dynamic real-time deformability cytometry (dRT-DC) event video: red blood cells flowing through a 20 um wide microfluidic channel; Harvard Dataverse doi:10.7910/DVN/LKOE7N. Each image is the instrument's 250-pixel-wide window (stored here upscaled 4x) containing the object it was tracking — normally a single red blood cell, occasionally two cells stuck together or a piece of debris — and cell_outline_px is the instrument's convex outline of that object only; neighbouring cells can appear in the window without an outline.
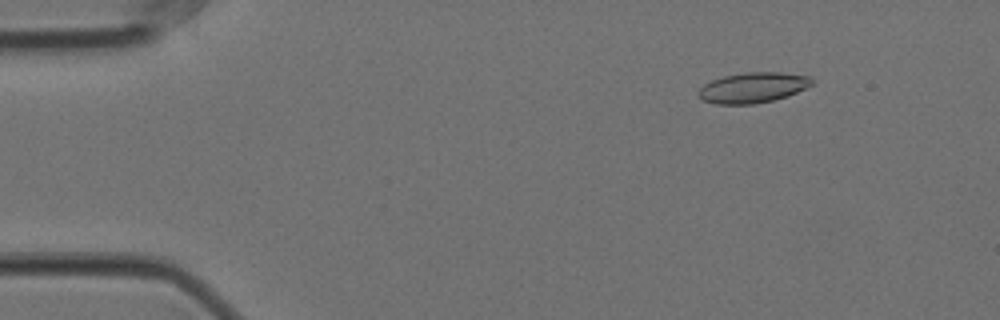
{"species": "Egyptian fruit bat (a non-hibernating species)", "species_latin": "Rousettus aegyptiacus", "temperature_condition": "cold", "stored_images_in_passage": 57, "camera_frame_rate_fps": 3000, "um_per_image_px": 0.085, "animal": {"sex": "female"}, "frame": {"image": 1, "passage_image": 7, "time_ms": 2.0, "image_size_px": [1000, 320], "cell_outline_px": [[812, 84], [788, 96], [772, 100], [752, 104], [716, 104], [704, 100], [696, 92], [704, 84], [712, 80], [724, 76], [744, 72], [780, 72], [808, 76], [812, 80]], "centroid_in_image_um": [63.96, 7.44], "position_along_channel_um": 21.0, "area_um2": 19.88}}
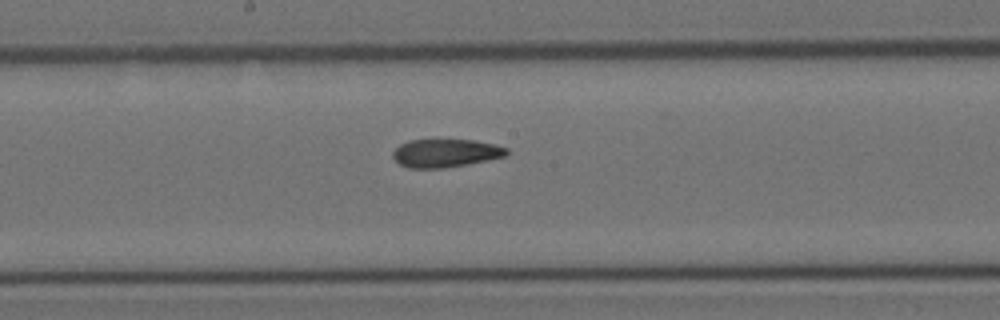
{"frame": {"image": 2, "passage_image": 30, "time_ms": 9.667, "image_size_px": [1000, 320], "cell_outline_px": [[508, 152], [504, 156], [488, 160], [444, 168], [408, 168], [400, 164], [392, 156], [392, 152], [400, 144], [408, 140], [476, 140], [496, 144], [508, 148]], "centroid_in_image_um": [37.87, 13.01], "position_along_channel_um": 210.3, "area_um2": 18.67}}
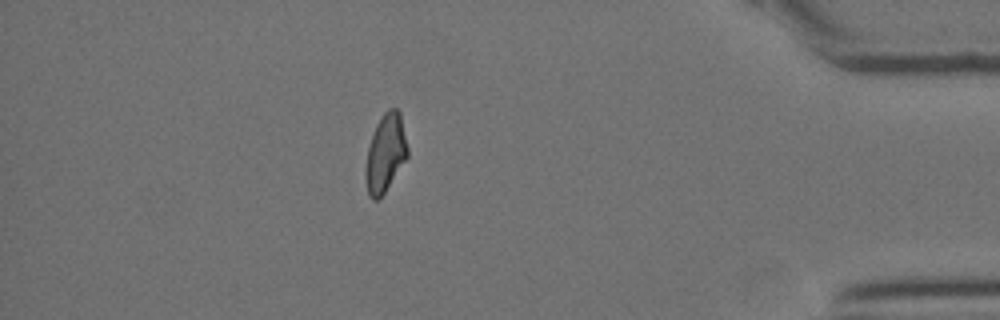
{"frame": {"image": 3, "passage_image": 50, "time_ms": 16.333, "image_size_px": [1000, 320], "cell_outline_px": [[408, 156], [384, 192], [376, 200], [372, 200], [368, 196], [364, 172], [368, 148], [376, 124], [384, 112], [388, 108], [396, 108], [400, 112], [408, 148]], "centroid_in_image_um": [32.75, 13.0], "position_along_channel_um": 402.4, "area_um2": 18.9}, "authors_computed_cell_mechanics": {"area_um2": 19.5942, "velocity_mm_per_s": 3.5292, "shape_relaxation_time_tau1_ms": null, "shape_relaxation_time_tau2_ms": 4.0589, "deformation_change_tau1": null, "deformation_change_tau2": 0.099}}